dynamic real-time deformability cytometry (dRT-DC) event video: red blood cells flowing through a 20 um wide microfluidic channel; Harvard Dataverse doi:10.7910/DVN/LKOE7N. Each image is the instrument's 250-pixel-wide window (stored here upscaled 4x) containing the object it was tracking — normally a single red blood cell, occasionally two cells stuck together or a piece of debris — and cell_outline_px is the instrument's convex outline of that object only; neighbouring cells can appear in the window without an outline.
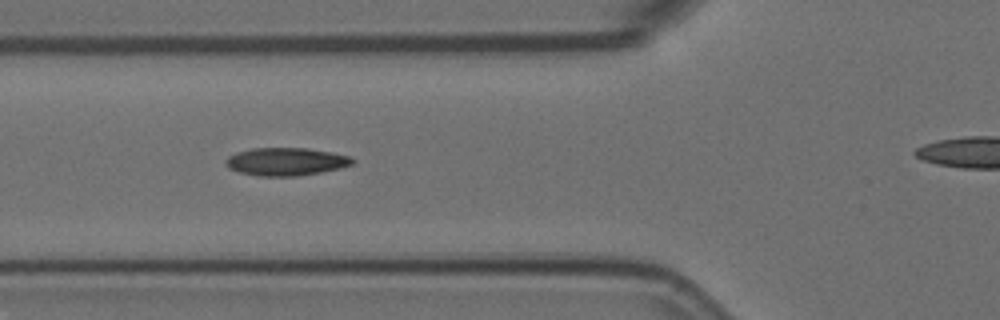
{"species": "Egyptian fruit bat (a non-hibernating species)", "species_latin": "Rousettus aegyptiacus", "temperature_condition": "room temperature", "stored_images_in_passage": 9, "camera_frame_rate_fps": 3000, "um_per_image_px": 0.085, "animal": {"sex": "female"}, "frame": {"image": 1, "passage_image": 7, "time_ms": 2.0, "image_size_px": [1000, 320], "cell_outline_px": [[356, 160], [352, 164], [340, 168], [320, 172], [296, 176], [260, 176], [240, 172], [228, 168], [224, 164], [224, 160], [228, 156], [236, 152], [252, 148], [308, 148], [332, 152], [352, 156]], "centroid_in_image_um": [24.31, 13.73], "position_along_channel_um": 101.5, "area_um2": 20.75}}
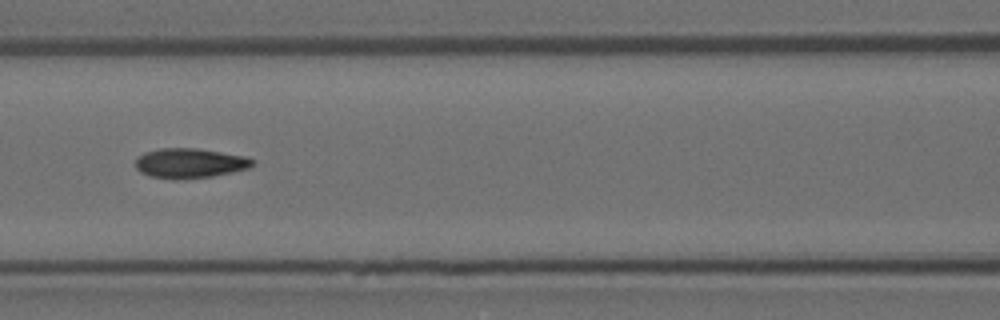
{"frame": {"image": 2, "passage_image": 8, "time_ms": 2.333, "image_size_px": [1000, 320], "cell_outline_px": [[256, 164], [248, 168], [232, 172], [212, 176], [152, 176], [140, 172], [136, 168], [136, 156], [144, 152], [160, 148], [196, 148], [244, 156], [256, 160]], "centroid_in_image_um": [16.16, 13.81], "position_along_channel_um": 150.4, "area_um2": 19.54}}
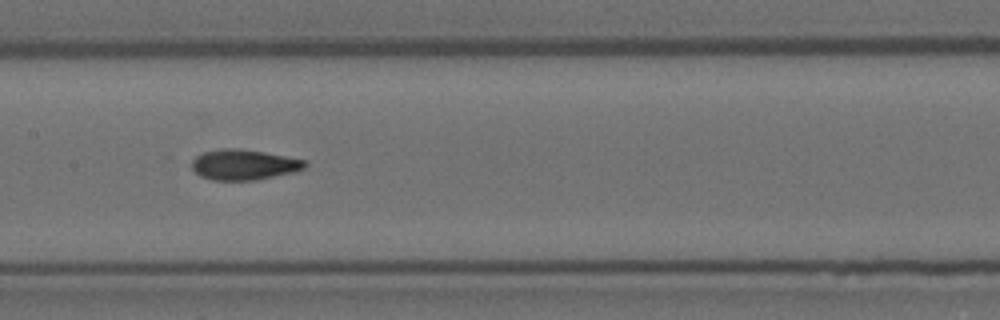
{"frame": {"image": 3, "passage_image": 9, "time_ms": 2.667, "image_size_px": [1000, 320], "cell_outline_px": [[308, 164], [304, 168], [292, 172], [256, 180], [212, 180], [200, 176], [192, 168], [192, 160], [196, 156], [204, 152], [224, 148], [236, 148], [264, 152], [308, 160]], "centroid_in_image_um": [20.74, 13.99], "position_along_channel_um": 186.7, "area_um2": 20.0}}